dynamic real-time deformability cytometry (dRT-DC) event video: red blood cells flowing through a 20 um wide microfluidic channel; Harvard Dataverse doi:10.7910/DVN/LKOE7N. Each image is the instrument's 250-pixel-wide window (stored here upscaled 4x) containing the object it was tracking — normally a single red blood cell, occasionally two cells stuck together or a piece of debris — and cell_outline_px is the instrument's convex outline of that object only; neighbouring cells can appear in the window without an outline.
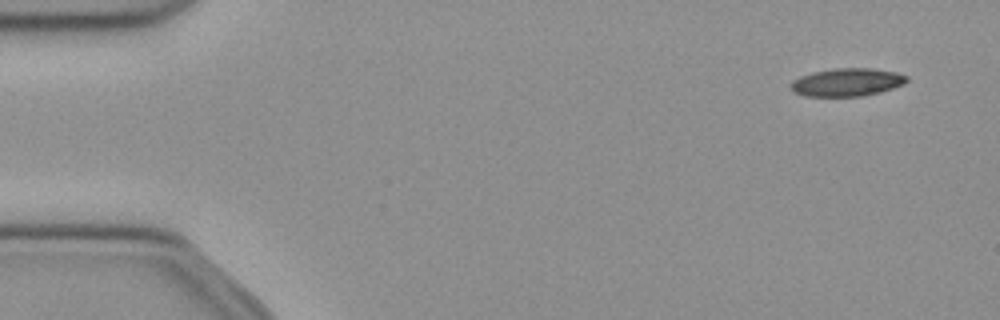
{"species": "common noctule bat (a hibernating species)", "species_latin": "Nyctalus noctula", "temperature_condition": "cold", "stored_images_in_passage": 47, "camera_frame_rate_fps": 3000, "um_per_image_px": 0.085, "animal": {"sex": "female", "body_mass_g": 21.9}, "frame": {"image": 1, "passage_image": 1, "time_ms": 0.0, "image_size_px": [1000, 320], "cell_outline_px": [[908, 80], [904, 84], [880, 92], [864, 96], [804, 96], [792, 92], [792, 80], [800, 76], [812, 72], [836, 68], [872, 68], [896, 72], [908, 76]], "centroid_in_image_um": [72.0, 6.99], "position_along_channel_um": 13.0, "area_um2": 18.96}}
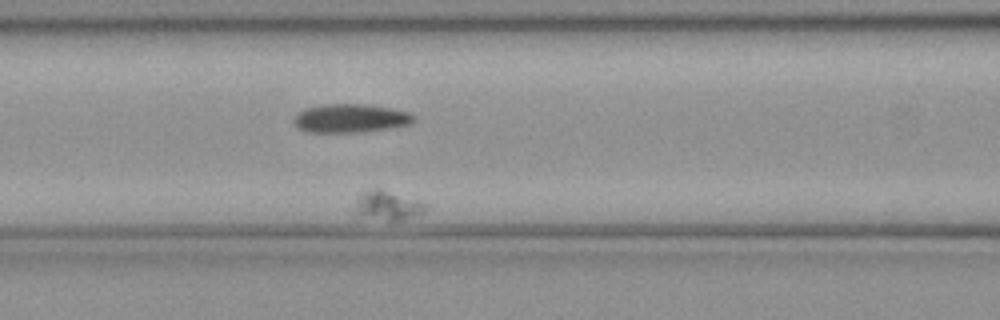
{"frame": {"image": 2, "passage_image": 19, "time_ms": 6.0, "image_size_px": [1000, 320], "cell_outline_px": [[428, 208], [424, 212], [404, 220], [388, 220], [360, 216], [356, 212], [356, 204], [360, 192], [376, 188], [380, 188], [428, 204]], "centroid_in_image_um": [32.97, 17.46], "position_along_channel_um": 133.6, "area_um2": 11.91}}
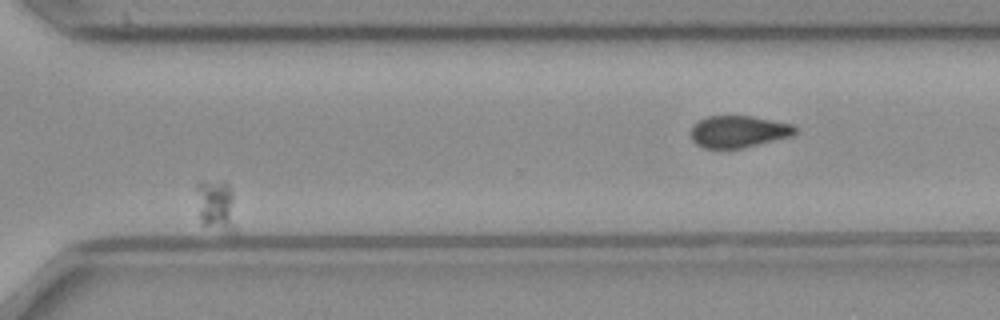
{"frame": {"image": 3, "passage_image": 43, "time_ms": 14.0, "image_size_px": [1000, 320], "cell_outline_px": [[236, 232], [228, 232], [204, 224], [200, 216], [196, 188], [196, 184], [224, 180], [228, 184], [232, 192]], "centroid_in_image_um": [18.41, 17.45], "position_along_channel_um": 352.2, "area_um2": 11.5}}